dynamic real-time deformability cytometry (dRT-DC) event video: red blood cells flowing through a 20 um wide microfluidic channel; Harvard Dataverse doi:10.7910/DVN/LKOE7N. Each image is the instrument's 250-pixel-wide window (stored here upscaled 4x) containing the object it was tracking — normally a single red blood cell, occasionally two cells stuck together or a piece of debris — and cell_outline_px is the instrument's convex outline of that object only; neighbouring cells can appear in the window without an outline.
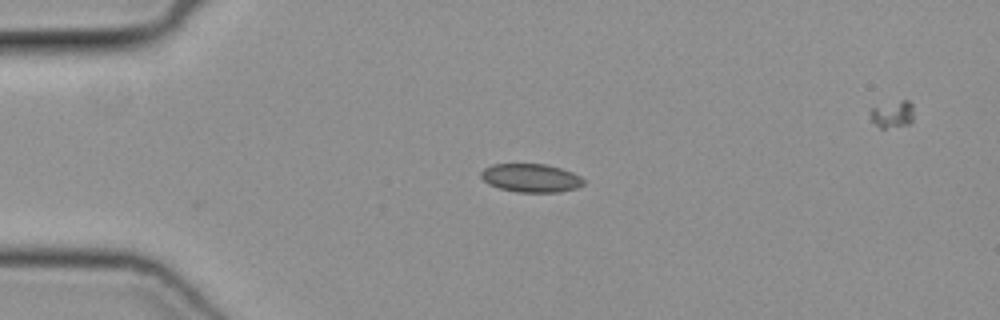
{"species": "common noctule bat (a hibernating species)", "species_latin": "Nyctalus noctula", "temperature_condition": "cold", "stored_images_in_passage": 7, "camera_frame_rate_fps": 3000, "um_per_image_px": 0.085, "animal": {"sex": "female", "body_mass_g": 19.3, "forearm_length_mm": 54.1}, "frame": {"image": 1, "passage_image": 1, "time_ms": 0.0, "image_size_px": [1000, 320], "cell_outline_px": [[584, 184], [576, 188], [560, 192], [516, 192], [500, 188], [488, 184], [480, 176], [480, 172], [484, 168], [492, 164], [548, 164], [572, 172], [580, 176], [584, 180]], "centroid_in_image_um": [45.12, 15.12], "position_along_channel_um": 39.9, "area_um2": 17.05}}
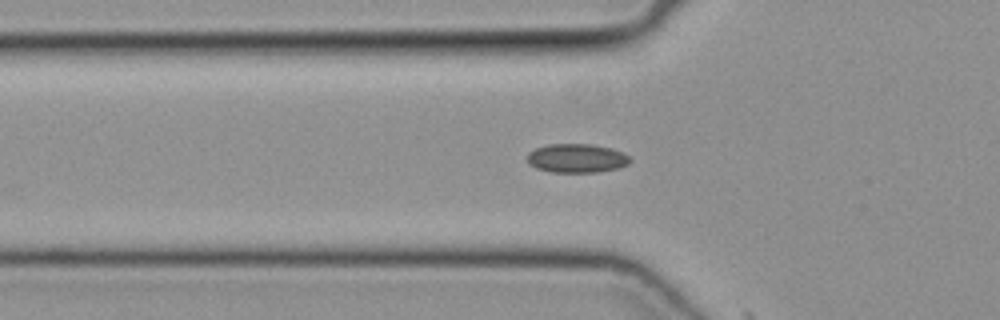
{"frame": {"image": 2, "passage_image": 6, "time_ms": 1.667, "image_size_px": [1000, 320], "cell_outline_px": [[632, 160], [628, 164], [620, 168], [600, 172], [548, 172], [536, 168], [528, 164], [528, 152], [536, 148], [548, 144], [592, 144], [612, 148], [628, 156]], "centroid_in_image_um": [49.02, 13.46], "position_along_channel_um": 76.8, "area_um2": 17.46}}